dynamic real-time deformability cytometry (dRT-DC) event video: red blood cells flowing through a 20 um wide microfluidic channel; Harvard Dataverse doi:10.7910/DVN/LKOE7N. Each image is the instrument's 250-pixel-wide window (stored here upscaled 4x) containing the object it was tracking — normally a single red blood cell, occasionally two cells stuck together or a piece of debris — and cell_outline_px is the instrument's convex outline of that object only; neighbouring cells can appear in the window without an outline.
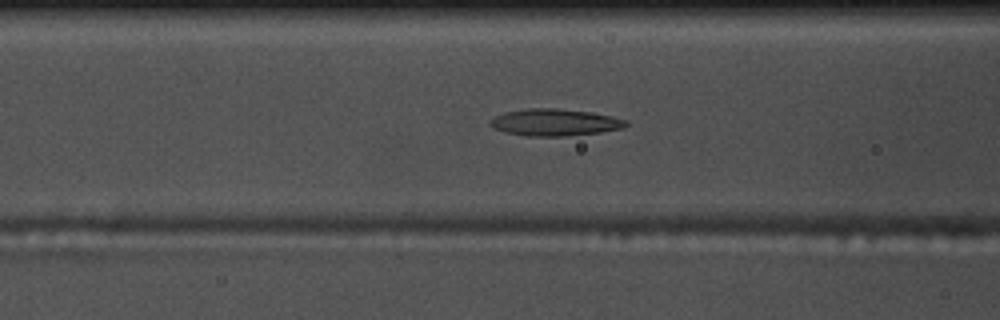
{"species": "common noctule bat (a hibernating species)", "species_latin": "Nyctalus noctula", "temperature_condition": "warm", "stored_images_in_passage": 39, "camera_frame_rate_fps": 3000, "um_per_image_px": 0.085, "animal": {"sex": "male", "body_mass_g": 17.5, "forearm_length_mm": 52.3}, "frame": {"image": 1, "passage_image": 11, "time_ms": 3.333, "image_size_px": [1000, 320], "cell_outline_px": [[628, 124], [624, 128], [600, 132], [568, 136], [528, 136], [504, 132], [488, 124], [488, 120], [504, 112], [528, 108], [556, 108], [588, 112], [612, 116], [628, 120]], "centroid_in_image_um": [47.15, 10.4], "position_along_channel_um": 119.4, "area_um2": 21.33}}
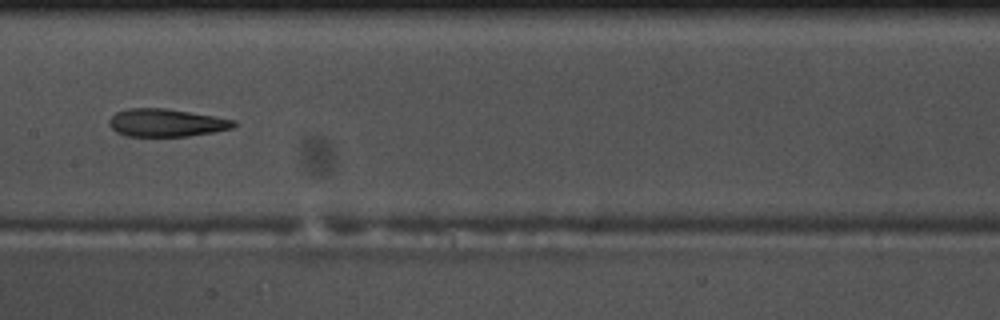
{"frame": {"image": 2, "passage_image": 17, "time_ms": 5.333, "image_size_px": [1000, 320], "cell_outline_px": [[236, 124], [232, 128], [212, 132], [188, 136], [128, 136], [116, 132], [108, 124], [108, 120], [116, 112], [128, 108], [164, 108], [236, 120]], "centroid_in_image_um": [14.09, 10.43], "position_along_channel_um": 193.3, "area_um2": 20.0}}
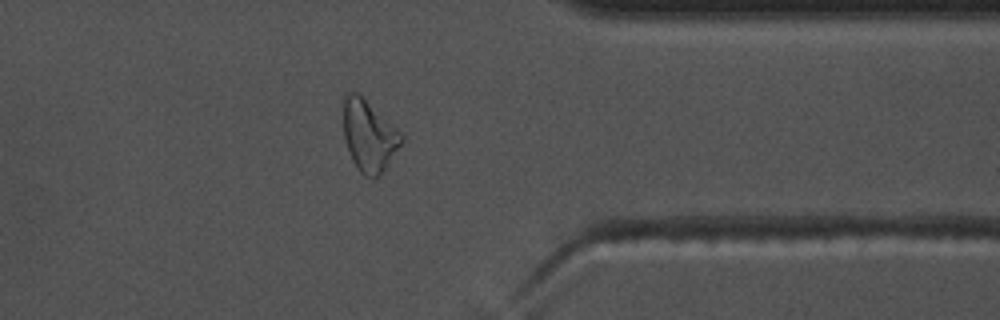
{"frame": {"image": 3, "passage_image": 33, "time_ms": 10.667, "image_size_px": [1000, 320], "cell_outline_px": [[404, 140], [380, 176], [364, 176], [360, 172], [352, 160], [344, 136], [344, 100], [348, 92], [356, 92], [396, 128], [404, 136]], "centroid_in_image_um": [31.37, 11.57], "position_along_channel_um": 380.0, "area_um2": 23.41}}